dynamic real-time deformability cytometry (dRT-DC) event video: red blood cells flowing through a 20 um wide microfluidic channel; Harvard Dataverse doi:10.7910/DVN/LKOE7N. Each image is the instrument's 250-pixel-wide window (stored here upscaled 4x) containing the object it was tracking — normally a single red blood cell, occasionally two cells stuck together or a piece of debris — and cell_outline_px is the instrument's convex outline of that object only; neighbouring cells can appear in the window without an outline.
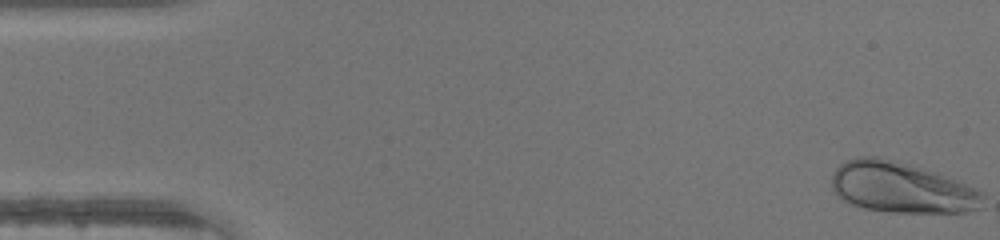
{"species": "human", "species_latin": "Homo sapiens", "temperature_condition": "warm", "stored_images_in_passage": 13, "camera_frame_rate_fps": 3000, "um_per_image_px": 0.085, "donor": {"sex": "male"}, "frame": {"image": 1, "passage_image": 1, "time_ms": 0.0, "image_size_px": [1000, 240], "cell_outline_px": [[984, 196], [980, 208], [964, 212], [888, 212], [864, 208], [852, 204], [844, 200], [832, 188], [832, 172], [840, 164], [848, 160], [860, 156], [880, 156], [896, 160], [944, 176], [976, 188], [984, 192]], "centroid_in_image_um": [76.6, 15.94], "position_along_channel_um": 8.4, "area_um2": 44.39}}